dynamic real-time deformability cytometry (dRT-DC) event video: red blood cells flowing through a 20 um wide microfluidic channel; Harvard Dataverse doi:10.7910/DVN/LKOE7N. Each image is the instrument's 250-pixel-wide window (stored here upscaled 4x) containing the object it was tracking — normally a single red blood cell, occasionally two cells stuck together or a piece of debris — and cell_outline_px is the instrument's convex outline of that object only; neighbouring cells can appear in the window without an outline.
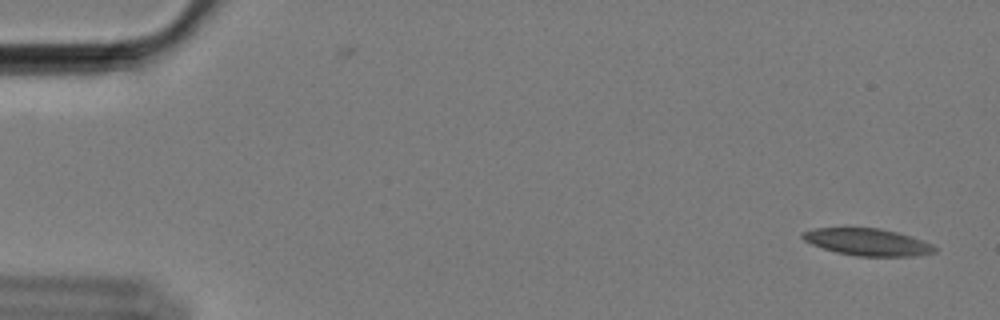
{"species": "Egyptian fruit bat (a non-hibernating species)", "species_latin": "Rousettus aegyptiacus", "temperature_condition": "cold", "stored_images_in_passage": 60, "camera_frame_rate_fps": 3000, "um_per_image_px": 0.085, "animal": {"sex": "female"}, "frame": {"image": 1, "passage_image": 3, "time_ms": 0.667, "image_size_px": [1000, 320], "cell_outline_px": [[936, 252], [916, 256], [856, 256], [836, 252], [812, 244], [804, 240], [800, 236], [800, 232], [812, 228], [880, 228], [912, 236], [932, 244], [936, 248]], "centroid_in_image_um": [73.73, 20.57], "position_along_channel_um": 11.3, "area_um2": 20.87}}
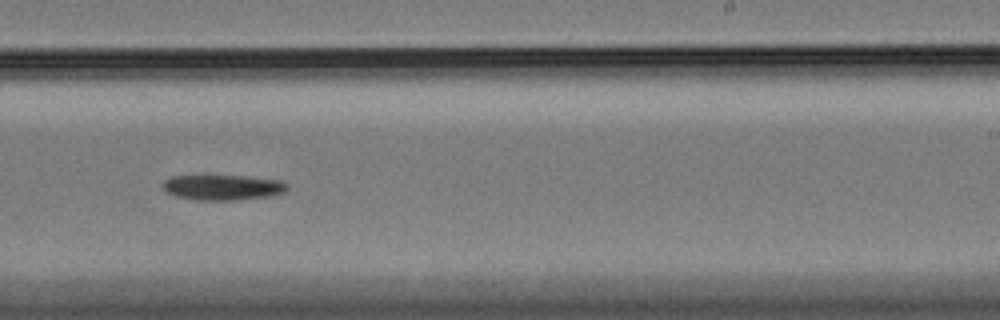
{"frame": {"image": 2, "passage_image": 38, "time_ms": 12.333, "image_size_px": [1000, 320], "cell_outline_px": [[288, 188], [284, 192], [276, 196], [236, 200], [196, 200], [176, 196], [164, 192], [160, 184], [164, 180], [172, 176], [244, 176], [280, 180], [288, 184]], "centroid_in_image_um": [18.93, 15.94], "position_along_channel_um": 270.1, "area_um2": 18.67}}
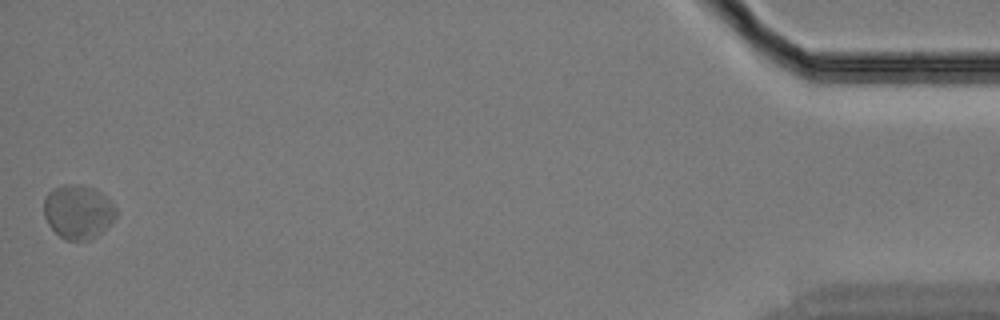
{"frame": {"image": 3, "passage_image": 60, "time_ms": 19.667, "image_size_px": [1000, 320], "cell_outline_px": [[116, 216], [96, 236], [88, 240], [64, 240], [48, 224], [44, 216], [44, 200], [48, 192], [52, 188], [64, 184], [84, 184], [108, 196], [112, 200], [116, 208]], "centroid_in_image_um": [6.63, 17.97], "position_along_channel_um": 428.6, "area_um2": 22.77}}